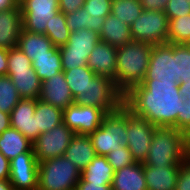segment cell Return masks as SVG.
<instances>
[{
	"label": "cell",
	"mask_w": 190,
	"mask_h": 190,
	"mask_svg": "<svg viewBox=\"0 0 190 190\" xmlns=\"http://www.w3.org/2000/svg\"><path fill=\"white\" fill-rule=\"evenodd\" d=\"M184 97L179 82L143 80L124 94V105L135 115L155 126L175 127L181 113Z\"/></svg>",
	"instance_id": "cell-1"
},
{
	"label": "cell",
	"mask_w": 190,
	"mask_h": 190,
	"mask_svg": "<svg viewBox=\"0 0 190 190\" xmlns=\"http://www.w3.org/2000/svg\"><path fill=\"white\" fill-rule=\"evenodd\" d=\"M152 47L148 43L131 41L117 48L115 85L123 94L143 81Z\"/></svg>",
	"instance_id": "cell-2"
},
{
	"label": "cell",
	"mask_w": 190,
	"mask_h": 190,
	"mask_svg": "<svg viewBox=\"0 0 190 190\" xmlns=\"http://www.w3.org/2000/svg\"><path fill=\"white\" fill-rule=\"evenodd\" d=\"M188 136L175 127L156 126L144 165L180 167L187 159Z\"/></svg>",
	"instance_id": "cell-3"
},
{
	"label": "cell",
	"mask_w": 190,
	"mask_h": 190,
	"mask_svg": "<svg viewBox=\"0 0 190 190\" xmlns=\"http://www.w3.org/2000/svg\"><path fill=\"white\" fill-rule=\"evenodd\" d=\"M74 104L99 108L110 114L124 105V94L111 78L95 75L85 89L74 97Z\"/></svg>",
	"instance_id": "cell-4"
},
{
	"label": "cell",
	"mask_w": 190,
	"mask_h": 190,
	"mask_svg": "<svg viewBox=\"0 0 190 190\" xmlns=\"http://www.w3.org/2000/svg\"><path fill=\"white\" fill-rule=\"evenodd\" d=\"M81 171L64 156L39 162L37 190H75Z\"/></svg>",
	"instance_id": "cell-5"
},
{
	"label": "cell",
	"mask_w": 190,
	"mask_h": 190,
	"mask_svg": "<svg viewBox=\"0 0 190 190\" xmlns=\"http://www.w3.org/2000/svg\"><path fill=\"white\" fill-rule=\"evenodd\" d=\"M127 136L125 105L118 111L107 114L102 125L89 135L98 156H106L118 146L126 145Z\"/></svg>",
	"instance_id": "cell-6"
},
{
	"label": "cell",
	"mask_w": 190,
	"mask_h": 190,
	"mask_svg": "<svg viewBox=\"0 0 190 190\" xmlns=\"http://www.w3.org/2000/svg\"><path fill=\"white\" fill-rule=\"evenodd\" d=\"M99 40V33L87 28L72 32L68 42L59 47L63 71L87 66L88 57Z\"/></svg>",
	"instance_id": "cell-7"
},
{
	"label": "cell",
	"mask_w": 190,
	"mask_h": 190,
	"mask_svg": "<svg viewBox=\"0 0 190 190\" xmlns=\"http://www.w3.org/2000/svg\"><path fill=\"white\" fill-rule=\"evenodd\" d=\"M169 20L165 11L143 10L130 25L132 41L154 45L167 43Z\"/></svg>",
	"instance_id": "cell-8"
},
{
	"label": "cell",
	"mask_w": 190,
	"mask_h": 190,
	"mask_svg": "<svg viewBox=\"0 0 190 190\" xmlns=\"http://www.w3.org/2000/svg\"><path fill=\"white\" fill-rule=\"evenodd\" d=\"M156 126L126 107L127 143L135 162L146 160Z\"/></svg>",
	"instance_id": "cell-9"
},
{
	"label": "cell",
	"mask_w": 190,
	"mask_h": 190,
	"mask_svg": "<svg viewBox=\"0 0 190 190\" xmlns=\"http://www.w3.org/2000/svg\"><path fill=\"white\" fill-rule=\"evenodd\" d=\"M22 13V29L45 34L47 22L57 14L59 0H19Z\"/></svg>",
	"instance_id": "cell-10"
},
{
	"label": "cell",
	"mask_w": 190,
	"mask_h": 190,
	"mask_svg": "<svg viewBox=\"0 0 190 190\" xmlns=\"http://www.w3.org/2000/svg\"><path fill=\"white\" fill-rule=\"evenodd\" d=\"M74 135L75 133L64 123L53 127L48 132L41 133L32 144L38 163L64 156Z\"/></svg>",
	"instance_id": "cell-11"
},
{
	"label": "cell",
	"mask_w": 190,
	"mask_h": 190,
	"mask_svg": "<svg viewBox=\"0 0 190 190\" xmlns=\"http://www.w3.org/2000/svg\"><path fill=\"white\" fill-rule=\"evenodd\" d=\"M107 114L99 108L72 104L63 110V123L78 135H90Z\"/></svg>",
	"instance_id": "cell-12"
},
{
	"label": "cell",
	"mask_w": 190,
	"mask_h": 190,
	"mask_svg": "<svg viewBox=\"0 0 190 190\" xmlns=\"http://www.w3.org/2000/svg\"><path fill=\"white\" fill-rule=\"evenodd\" d=\"M176 80V44L154 45L143 80Z\"/></svg>",
	"instance_id": "cell-13"
},
{
	"label": "cell",
	"mask_w": 190,
	"mask_h": 190,
	"mask_svg": "<svg viewBox=\"0 0 190 190\" xmlns=\"http://www.w3.org/2000/svg\"><path fill=\"white\" fill-rule=\"evenodd\" d=\"M38 169L34 152H24L10 160L9 181L14 190H37Z\"/></svg>",
	"instance_id": "cell-14"
},
{
	"label": "cell",
	"mask_w": 190,
	"mask_h": 190,
	"mask_svg": "<svg viewBox=\"0 0 190 190\" xmlns=\"http://www.w3.org/2000/svg\"><path fill=\"white\" fill-rule=\"evenodd\" d=\"M35 109V99H21L10 112L11 127L18 130L32 143L41 134L34 116Z\"/></svg>",
	"instance_id": "cell-15"
},
{
	"label": "cell",
	"mask_w": 190,
	"mask_h": 190,
	"mask_svg": "<svg viewBox=\"0 0 190 190\" xmlns=\"http://www.w3.org/2000/svg\"><path fill=\"white\" fill-rule=\"evenodd\" d=\"M38 99L62 110L74 104V97L63 71L42 82Z\"/></svg>",
	"instance_id": "cell-16"
},
{
	"label": "cell",
	"mask_w": 190,
	"mask_h": 190,
	"mask_svg": "<svg viewBox=\"0 0 190 190\" xmlns=\"http://www.w3.org/2000/svg\"><path fill=\"white\" fill-rule=\"evenodd\" d=\"M117 48L99 40L90 53L87 66L99 76L111 78L115 83Z\"/></svg>",
	"instance_id": "cell-17"
},
{
	"label": "cell",
	"mask_w": 190,
	"mask_h": 190,
	"mask_svg": "<svg viewBox=\"0 0 190 190\" xmlns=\"http://www.w3.org/2000/svg\"><path fill=\"white\" fill-rule=\"evenodd\" d=\"M22 30L20 5L6 11H0V48L10 49L18 45Z\"/></svg>",
	"instance_id": "cell-18"
},
{
	"label": "cell",
	"mask_w": 190,
	"mask_h": 190,
	"mask_svg": "<svg viewBox=\"0 0 190 190\" xmlns=\"http://www.w3.org/2000/svg\"><path fill=\"white\" fill-rule=\"evenodd\" d=\"M17 46L31 61L35 57L53 56L59 49L45 34L31 33L23 29L20 32Z\"/></svg>",
	"instance_id": "cell-19"
},
{
	"label": "cell",
	"mask_w": 190,
	"mask_h": 190,
	"mask_svg": "<svg viewBox=\"0 0 190 190\" xmlns=\"http://www.w3.org/2000/svg\"><path fill=\"white\" fill-rule=\"evenodd\" d=\"M112 190H147L143 163L135 162L115 171Z\"/></svg>",
	"instance_id": "cell-20"
},
{
	"label": "cell",
	"mask_w": 190,
	"mask_h": 190,
	"mask_svg": "<svg viewBox=\"0 0 190 190\" xmlns=\"http://www.w3.org/2000/svg\"><path fill=\"white\" fill-rule=\"evenodd\" d=\"M64 157L83 171L96 157L95 149L89 135L75 134L65 151Z\"/></svg>",
	"instance_id": "cell-21"
},
{
	"label": "cell",
	"mask_w": 190,
	"mask_h": 190,
	"mask_svg": "<svg viewBox=\"0 0 190 190\" xmlns=\"http://www.w3.org/2000/svg\"><path fill=\"white\" fill-rule=\"evenodd\" d=\"M99 38L116 48L124 46L132 41L130 26L110 13L101 27Z\"/></svg>",
	"instance_id": "cell-22"
},
{
	"label": "cell",
	"mask_w": 190,
	"mask_h": 190,
	"mask_svg": "<svg viewBox=\"0 0 190 190\" xmlns=\"http://www.w3.org/2000/svg\"><path fill=\"white\" fill-rule=\"evenodd\" d=\"M22 99H38L41 92L42 81L38 78L34 69L8 70Z\"/></svg>",
	"instance_id": "cell-23"
},
{
	"label": "cell",
	"mask_w": 190,
	"mask_h": 190,
	"mask_svg": "<svg viewBox=\"0 0 190 190\" xmlns=\"http://www.w3.org/2000/svg\"><path fill=\"white\" fill-rule=\"evenodd\" d=\"M180 167H154L143 164L147 190H175Z\"/></svg>",
	"instance_id": "cell-24"
},
{
	"label": "cell",
	"mask_w": 190,
	"mask_h": 190,
	"mask_svg": "<svg viewBox=\"0 0 190 190\" xmlns=\"http://www.w3.org/2000/svg\"><path fill=\"white\" fill-rule=\"evenodd\" d=\"M30 142L15 128L9 127L0 134V152L12 160L24 152H34Z\"/></svg>",
	"instance_id": "cell-25"
},
{
	"label": "cell",
	"mask_w": 190,
	"mask_h": 190,
	"mask_svg": "<svg viewBox=\"0 0 190 190\" xmlns=\"http://www.w3.org/2000/svg\"><path fill=\"white\" fill-rule=\"evenodd\" d=\"M114 169L108 163L106 156H98L81 171L80 178L84 182L92 183H112Z\"/></svg>",
	"instance_id": "cell-26"
},
{
	"label": "cell",
	"mask_w": 190,
	"mask_h": 190,
	"mask_svg": "<svg viewBox=\"0 0 190 190\" xmlns=\"http://www.w3.org/2000/svg\"><path fill=\"white\" fill-rule=\"evenodd\" d=\"M112 0H86L82 8L86 13V28L100 33L105 18L111 13Z\"/></svg>",
	"instance_id": "cell-27"
},
{
	"label": "cell",
	"mask_w": 190,
	"mask_h": 190,
	"mask_svg": "<svg viewBox=\"0 0 190 190\" xmlns=\"http://www.w3.org/2000/svg\"><path fill=\"white\" fill-rule=\"evenodd\" d=\"M34 116L40 133L48 132L53 127L63 123V110L51 104L44 103L39 99H36Z\"/></svg>",
	"instance_id": "cell-28"
},
{
	"label": "cell",
	"mask_w": 190,
	"mask_h": 190,
	"mask_svg": "<svg viewBox=\"0 0 190 190\" xmlns=\"http://www.w3.org/2000/svg\"><path fill=\"white\" fill-rule=\"evenodd\" d=\"M32 68L42 82L60 73L63 71L60 50L58 49L53 56L35 57Z\"/></svg>",
	"instance_id": "cell-29"
},
{
	"label": "cell",
	"mask_w": 190,
	"mask_h": 190,
	"mask_svg": "<svg viewBox=\"0 0 190 190\" xmlns=\"http://www.w3.org/2000/svg\"><path fill=\"white\" fill-rule=\"evenodd\" d=\"M71 31L66 24L65 14L58 11L51 21L47 22L45 35L52 41L54 46H62L69 40Z\"/></svg>",
	"instance_id": "cell-30"
},
{
	"label": "cell",
	"mask_w": 190,
	"mask_h": 190,
	"mask_svg": "<svg viewBox=\"0 0 190 190\" xmlns=\"http://www.w3.org/2000/svg\"><path fill=\"white\" fill-rule=\"evenodd\" d=\"M140 0H112L111 13L131 25L142 13Z\"/></svg>",
	"instance_id": "cell-31"
},
{
	"label": "cell",
	"mask_w": 190,
	"mask_h": 190,
	"mask_svg": "<svg viewBox=\"0 0 190 190\" xmlns=\"http://www.w3.org/2000/svg\"><path fill=\"white\" fill-rule=\"evenodd\" d=\"M167 43L190 44V14L169 19Z\"/></svg>",
	"instance_id": "cell-32"
},
{
	"label": "cell",
	"mask_w": 190,
	"mask_h": 190,
	"mask_svg": "<svg viewBox=\"0 0 190 190\" xmlns=\"http://www.w3.org/2000/svg\"><path fill=\"white\" fill-rule=\"evenodd\" d=\"M63 73L73 97L82 92L96 75L88 66L72 68L63 71Z\"/></svg>",
	"instance_id": "cell-33"
},
{
	"label": "cell",
	"mask_w": 190,
	"mask_h": 190,
	"mask_svg": "<svg viewBox=\"0 0 190 190\" xmlns=\"http://www.w3.org/2000/svg\"><path fill=\"white\" fill-rule=\"evenodd\" d=\"M21 99L11 78L0 76V110L10 114Z\"/></svg>",
	"instance_id": "cell-34"
},
{
	"label": "cell",
	"mask_w": 190,
	"mask_h": 190,
	"mask_svg": "<svg viewBox=\"0 0 190 190\" xmlns=\"http://www.w3.org/2000/svg\"><path fill=\"white\" fill-rule=\"evenodd\" d=\"M176 80L190 83V44H176Z\"/></svg>",
	"instance_id": "cell-35"
},
{
	"label": "cell",
	"mask_w": 190,
	"mask_h": 190,
	"mask_svg": "<svg viewBox=\"0 0 190 190\" xmlns=\"http://www.w3.org/2000/svg\"><path fill=\"white\" fill-rule=\"evenodd\" d=\"M108 163L113 167L114 171L135 163L132 154L126 145L118 146L117 149L110 151L106 155Z\"/></svg>",
	"instance_id": "cell-36"
},
{
	"label": "cell",
	"mask_w": 190,
	"mask_h": 190,
	"mask_svg": "<svg viewBox=\"0 0 190 190\" xmlns=\"http://www.w3.org/2000/svg\"><path fill=\"white\" fill-rule=\"evenodd\" d=\"M8 70L33 69L32 61L18 46L8 49Z\"/></svg>",
	"instance_id": "cell-37"
},
{
	"label": "cell",
	"mask_w": 190,
	"mask_h": 190,
	"mask_svg": "<svg viewBox=\"0 0 190 190\" xmlns=\"http://www.w3.org/2000/svg\"><path fill=\"white\" fill-rule=\"evenodd\" d=\"M165 13L169 19L190 14V2L188 0H169Z\"/></svg>",
	"instance_id": "cell-38"
},
{
	"label": "cell",
	"mask_w": 190,
	"mask_h": 190,
	"mask_svg": "<svg viewBox=\"0 0 190 190\" xmlns=\"http://www.w3.org/2000/svg\"><path fill=\"white\" fill-rule=\"evenodd\" d=\"M86 13V10L80 8L79 10L74 11L72 13L65 14L66 24L71 33L86 28Z\"/></svg>",
	"instance_id": "cell-39"
},
{
	"label": "cell",
	"mask_w": 190,
	"mask_h": 190,
	"mask_svg": "<svg viewBox=\"0 0 190 190\" xmlns=\"http://www.w3.org/2000/svg\"><path fill=\"white\" fill-rule=\"evenodd\" d=\"M181 113L177 116V129L190 137V99H184Z\"/></svg>",
	"instance_id": "cell-40"
},
{
	"label": "cell",
	"mask_w": 190,
	"mask_h": 190,
	"mask_svg": "<svg viewBox=\"0 0 190 190\" xmlns=\"http://www.w3.org/2000/svg\"><path fill=\"white\" fill-rule=\"evenodd\" d=\"M175 190H190V162L187 159L180 164Z\"/></svg>",
	"instance_id": "cell-41"
},
{
	"label": "cell",
	"mask_w": 190,
	"mask_h": 190,
	"mask_svg": "<svg viewBox=\"0 0 190 190\" xmlns=\"http://www.w3.org/2000/svg\"><path fill=\"white\" fill-rule=\"evenodd\" d=\"M86 0H59V9L64 14L72 13L82 8Z\"/></svg>",
	"instance_id": "cell-42"
},
{
	"label": "cell",
	"mask_w": 190,
	"mask_h": 190,
	"mask_svg": "<svg viewBox=\"0 0 190 190\" xmlns=\"http://www.w3.org/2000/svg\"><path fill=\"white\" fill-rule=\"evenodd\" d=\"M75 190H112L111 183H92L84 182L81 178Z\"/></svg>",
	"instance_id": "cell-43"
},
{
	"label": "cell",
	"mask_w": 190,
	"mask_h": 190,
	"mask_svg": "<svg viewBox=\"0 0 190 190\" xmlns=\"http://www.w3.org/2000/svg\"><path fill=\"white\" fill-rule=\"evenodd\" d=\"M169 0H140L143 10L164 11Z\"/></svg>",
	"instance_id": "cell-44"
},
{
	"label": "cell",
	"mask_w": 190,
	"mask_h": 190,
	"mask_svg": "<svg viewBox=\"0 0 190 190\" xmlns=\"http://www.w3.org/2000/svg\"><path fill=\"white\" fill-rule=\"evenodd\" d=\"M10 177V160L0 152V180H7Z\"/></svg>",
	"instance_id": "cell-45"
},
{
	"label": "cell",
	"mask_w": 190,
	"mask_h": 190,
	"mask_svg": "<svg viewBox=\"0 0 190 190\" xmlns=\"http://www.w3.org/2000/svg\"><path fill=\"white\" fill-rule=\"evenodd\" d=\"M8 49L0 48V76L8 72Z\"/></svg>",
	"instance_id": "cell-46"
},
{
	"label": "cell",
	"mask_w": 190,
	"mask_h": 190,
	"mask_svg": "<svg viewBox=\"0 0 190 190\" xmlns=\"http://www.w3.org/2000/svg\"><path fill=\"white\" fill-rule=\"evenodd\" d=\"M11 127L10 114L0 110V134Z\"/></svg>",
	"instance_id": "cell-47"
},
{
	"label": "cell",
	"mask_w": 190,
	"mask_h": 190,
	"mask_svg": "<svg viewBox=\"0 0 190 190\" xmlns=\"http://www.w3.org/2000/svg\"><path fill=\"white\" fill-rule=\"evenodd\" d=\"M19 6V0H0V11H6Z\"/></svg>",
	"instance_id": "cell-48"
},
{
	"label": "cell",
	"mask_w": 190,
	"mask_h": 190,
	"mask_svg": "<svg viewBox=\"0 0 190 190\" xmlns=\"http://www.w3.org/2000/svg\"><path fill=\"white\" fill-rule=\"evenodd\" d=\"M179 92L184 97V99H190V83L189 82L179 83Z\"/></svg>",
	"instance_id": "cell-49"
},
{
	"label": "cell",
	"mask_w": 190,
	"mask_h": 190,
	"mask_svg": "<svg viewBox=\"0 0 190 190\" xmlns=\"http://www.w3.org/2000/svg\"><path fill=\"white\" fill-rule=\"evenodd\" d=\"M0 190H14L12 184L10 183L9 179L7 180H0Z\"/></svg>",
	"instance_id": "cell-50"
},
{
	"label": "cell",
	"mask_w": 190,
	"mask_h": 190,
	"mask_svg": "<svg viewBox=\"0 0 190 190\" xmlns=\"http://www.w3.org/2000/svg\"><path fill=\"white\" fill-rule=\"evenodd\" d=\"M187 160L190 162V137L187 142Z\"/></svg>",
	"instance_id": "cell-51"
}]
</instances>
